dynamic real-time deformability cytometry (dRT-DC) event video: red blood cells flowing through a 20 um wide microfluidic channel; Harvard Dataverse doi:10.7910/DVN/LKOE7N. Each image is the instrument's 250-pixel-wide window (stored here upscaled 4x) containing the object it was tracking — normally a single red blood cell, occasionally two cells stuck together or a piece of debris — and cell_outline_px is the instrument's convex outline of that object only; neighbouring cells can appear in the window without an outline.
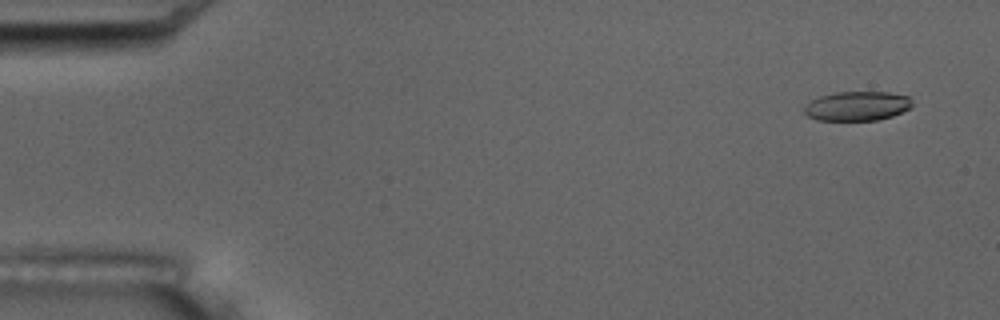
{"species": "common noctule bat (a hibernating species)", "species_latin": "Nyctalus noctula", "temperature_condition": "room temperature", "stored_images_in_passage": 6, "camera_frame_rate_fps": 3000, "um_per_image_px": 0.085, "animal": {"sex": "male", "body_mass_g": 17.5, "forearm_length_mm": 52.3}, "frame": {"image": 1, "passage_image": 2, "time_ms": 1.0, "image_size_px": [1000, 320], "cell_outline_px": [[912, 108], [892, 116], [876, 120], [816, 120], [808, 116], [804, 112], [804, 104], [820, 96], [836, 92], [888, 92], [908, 96], [912, 100]], "centroid_in_image_um": [72.86, 9.01], "position_along_channel_um": 12.1, "area_um2": 18.55}}